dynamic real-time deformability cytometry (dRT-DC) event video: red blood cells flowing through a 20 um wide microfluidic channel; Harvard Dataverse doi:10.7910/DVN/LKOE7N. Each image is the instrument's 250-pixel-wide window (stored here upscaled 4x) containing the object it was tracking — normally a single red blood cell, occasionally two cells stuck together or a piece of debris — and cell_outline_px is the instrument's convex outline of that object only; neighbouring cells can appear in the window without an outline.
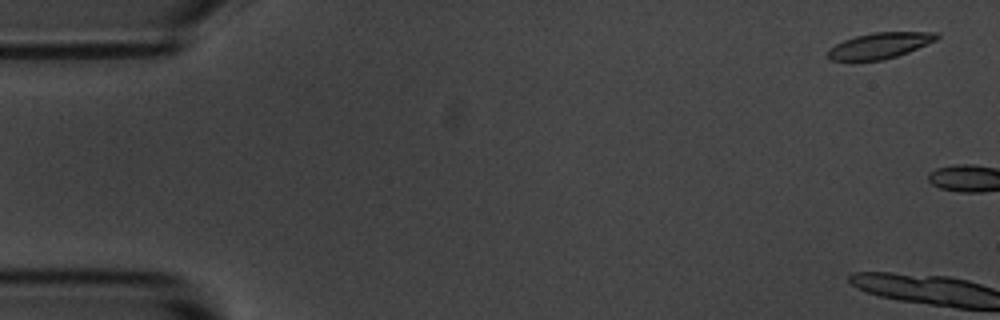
{"species": "common noctule bat (a hibernating species)", "species_latin": "Nyctalus noctula", "temperature_condition": "room temperature", "stored_images_in_passage": 7, "camera_frame_rate_fps": 3000, "um_per_image_px": 0.085, "animal": {"sex": "male", "body_mass_g": 20.1, "forearm_length_mm": 53.5}, "frame": {"image": 1, "passage_image": 1, "time_ms": 0.0, "image_size_px": [1000, 320], "cell_outline_px": [[940, 36], [936, 40], [908, 52], [884, 60], [832, 60], [828, 56], [828, 48], [844, 40], [856, 36], [872, 32], [936, 32]], "centroid_in_image_um": [74.79, 3.86], "position_along_channel_um": 10.2, "area_um2": 16.24}}